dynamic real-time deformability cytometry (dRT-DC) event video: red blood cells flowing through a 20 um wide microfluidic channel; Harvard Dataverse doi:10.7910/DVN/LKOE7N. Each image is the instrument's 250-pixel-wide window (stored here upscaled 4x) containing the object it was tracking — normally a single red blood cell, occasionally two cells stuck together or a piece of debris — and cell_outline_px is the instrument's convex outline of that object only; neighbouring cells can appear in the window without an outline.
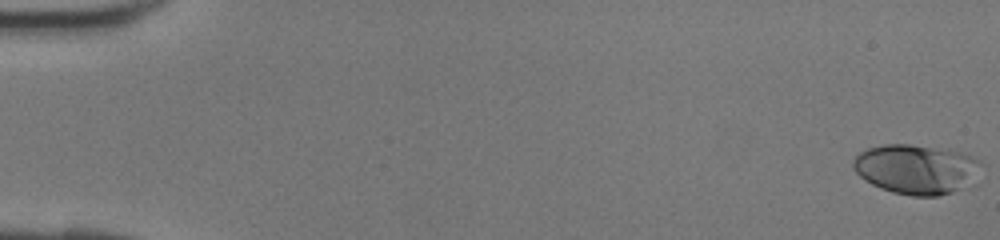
{"species": "human", "species_latin": "Homo sapiens", "temperature_condition": "room temperature", "stored_images_in_passage": 43, "camera_frame_rate_fps": 3000, "um_per_image_px": 0.085, "donor": {"sex": "female"}, "frame": {"image": 1, "passage_image": 1, "time_ms": 0.0, "image_size_px": [1000, 240], "cell_outline_px": [[984, 164], [980, 184], [976, 188], [936, 196], [912, 196], [892, 192], [880, 188], [864, 180], [852, 168], [852, 160], [860, 152], [868, 148], [884, 144], [908, 144], [948, 148], [972, 156], [980, 160]], "centroid_in_image_um": [78.06, 14.4], "position_along_channel_um": 6.9, "area_um2": 38.84}}
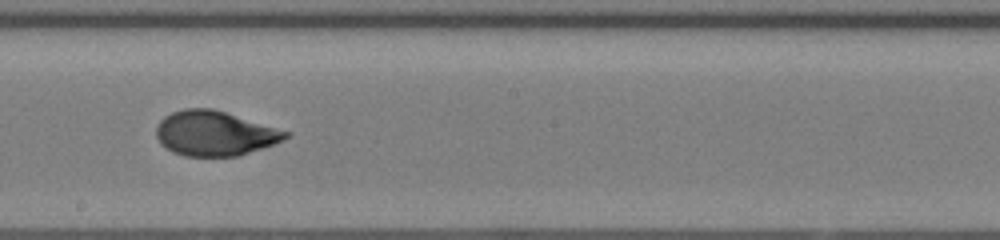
{"frame": {"image": 2, "passage_image": 25, "time_ms": 8.0, "image_size_px": [1000, 240], "cell_outline_px": [[292, 132], [284, 140], [236, 156], [184, 156], [172, 152], [160, 144], [156, 136], [156, 128], [160, 120], [164, 116], [172, 112], [184, 108], [212, 108]], "centroid_in_image_um": [18.22, 11.33], "position_along_channel_um": 230.0, "area_um2": 33.7}}
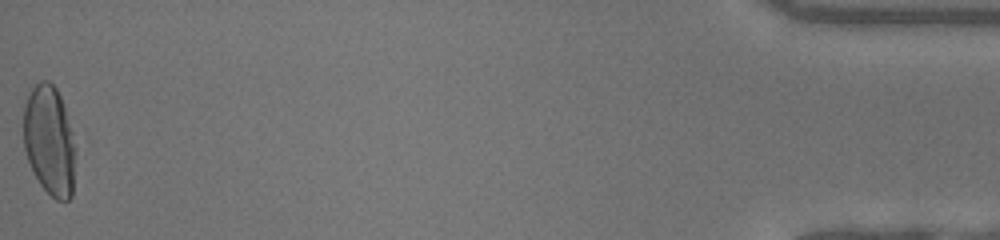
{"frame": {"image": 3, "passage_image": 43, "time_ms": 14.0, "image_size_px": [1000, 240], "cell_outline_px": [[76, 152], [72, 196], [68, 200], [56, 200], [40, 184], [28, 160], [24, 148], [24, 108], [28, 96], [32, 88], [40, 80], [48, 80], [56, 88], [60, 96], [72, 132], [76, 148]], "centroid_in_image_um": [4.22, 11.96], "position_along_channel_um": 431.0, "area_um2": 33.12}}